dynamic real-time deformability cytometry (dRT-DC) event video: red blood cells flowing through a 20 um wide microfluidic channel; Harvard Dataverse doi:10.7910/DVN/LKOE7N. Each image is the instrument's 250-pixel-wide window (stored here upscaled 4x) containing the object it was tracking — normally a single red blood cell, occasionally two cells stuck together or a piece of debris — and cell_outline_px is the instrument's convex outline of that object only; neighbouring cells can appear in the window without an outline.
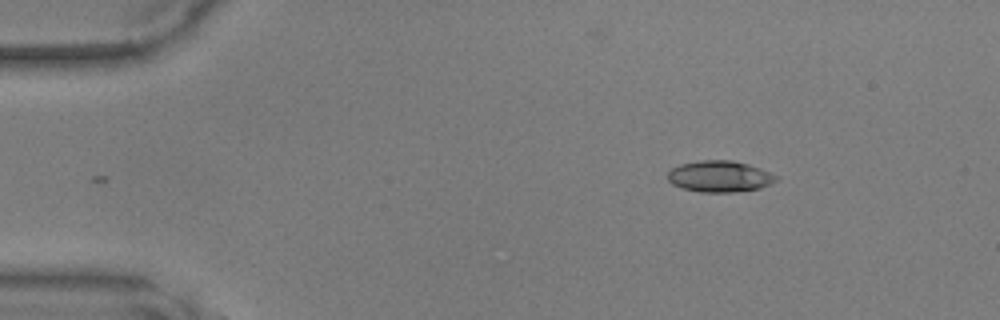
{"species": "common noctule bat (a hibernating species)", "species_latin": "Nyctalus noctula", "temperature_condition": "warm", "stored_images_in_passage": 3, "camera_frame_rate_fps": 3000, "um_per_image_px": 0.085, "animal": {"sex": "male", "body_mass_g": 17.9, "forearm_length_mm": 54.2}, "frame": {"image": 1, "passage_image": 1, "time_ms": 0.0, "image_size_px": [1000, 320], "cell_outline_px": [[776, 180], [760, 188], [732, 192], [700, 192], [680, 188], [672, 184], [668, 180], [668, 172], [672, 168], [680, 164], [700, 160], [732, 160], [748, 164], [760, 168], [776, 176]], "centroid_in_image_um": [61.11, 14.99], "position_along_channel_um": 23.9, "area_um2": 19.65}}